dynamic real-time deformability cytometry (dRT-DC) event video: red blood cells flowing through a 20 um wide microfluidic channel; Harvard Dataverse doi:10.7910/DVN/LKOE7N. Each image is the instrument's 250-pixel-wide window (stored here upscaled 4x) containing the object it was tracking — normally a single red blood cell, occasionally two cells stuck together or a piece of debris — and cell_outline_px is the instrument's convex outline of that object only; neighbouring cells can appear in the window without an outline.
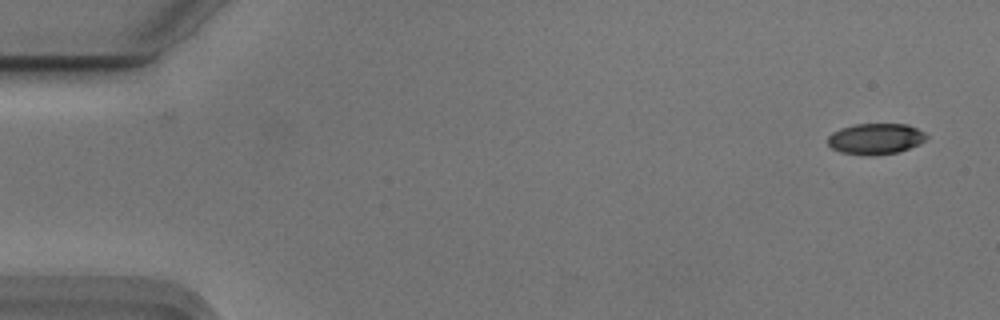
{"species": "Egyptian fruit bat (a non-hibernating species)", "species_latin": "Rousettus aegyptiacus", "temperature_condition": "cold", "stored_images_in_passage": 53, "camera_frame_rate_fps": 3000, "um_per_image_px": 0.085, "animal": {"sex": "male"}, "frame": {"image": 1, "passage_image": 1, "time_ms": 0.0, "image_size_px": [1000, 320], "cell_outline_px": [[928, 136], [920, 144], [900, 152], [876, 156], [872, 156], [840, 152], [832, 148], [828, 144], [828, 136], [832, 132], [840, 128], [856, 124], [908, 124], [924, 132]], "centroid_in_image_um": [74.43, 11.81], "position_along_channel_um": 10.6, "area_um2": 17.98}}
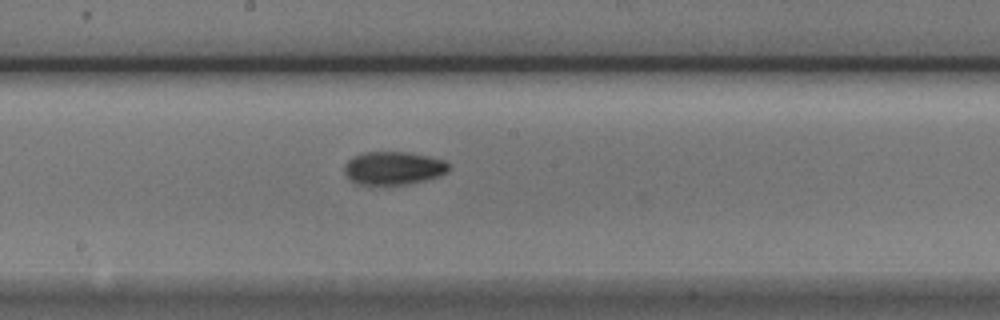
{"frame": {"image": 2, "passage_image": 28, "time_ms": 9.0, "image_size_px": [1000, 320], "cell_outline_px": [[448, 172], [440, 176], [408, 184], [372, 188], [356, 184], [344, 172], [344, 164], [352, 156], [364, 152], [408, 152], [428, 156], [444, 160], [448, 164]], "centroid_in_image_um": [33.38, 14.33], "position_along_channel_um": 214.8, "area_um2": 20.87}}
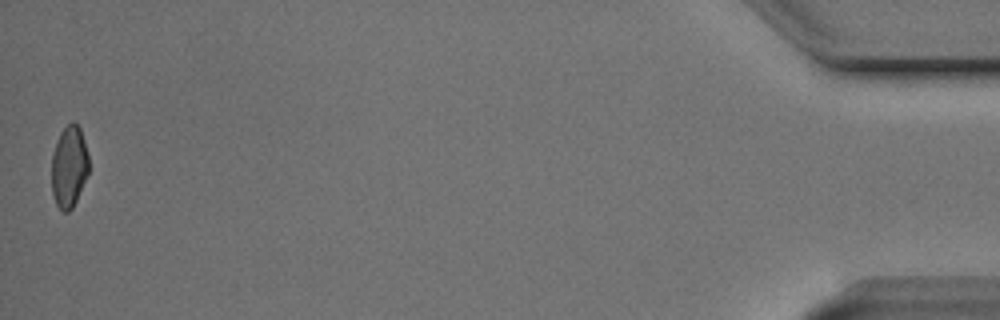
{"frame": {"image": 3, "passage_image": 53, "time_ms": 17.333, "image_size_px": [1000, 320], "cell_outline_px": [[88, 172], [76, 200], [72, 208], [68, 212], [64, 212], [56, 204], [52, 192], [52, 156], [60, 132], [72, 120], [80, 128], [88, 152]], "centroid_in_image_um": [5.87, 14.15], "position_along_channel_um": 429.3, "area_um2": 17.46}, "authors_computed_cell_mechanics": {"area_um2": 19.0162, "velocity_mm_per_s": 3.7389, "shape_relaxation_time_tau1_ms": 3.4162, "shape_relaxation_time_tau2_ms": 7.2078, "deformation_change_tau1": 0.1359, "deformation_change_tau2": 0.1156}}